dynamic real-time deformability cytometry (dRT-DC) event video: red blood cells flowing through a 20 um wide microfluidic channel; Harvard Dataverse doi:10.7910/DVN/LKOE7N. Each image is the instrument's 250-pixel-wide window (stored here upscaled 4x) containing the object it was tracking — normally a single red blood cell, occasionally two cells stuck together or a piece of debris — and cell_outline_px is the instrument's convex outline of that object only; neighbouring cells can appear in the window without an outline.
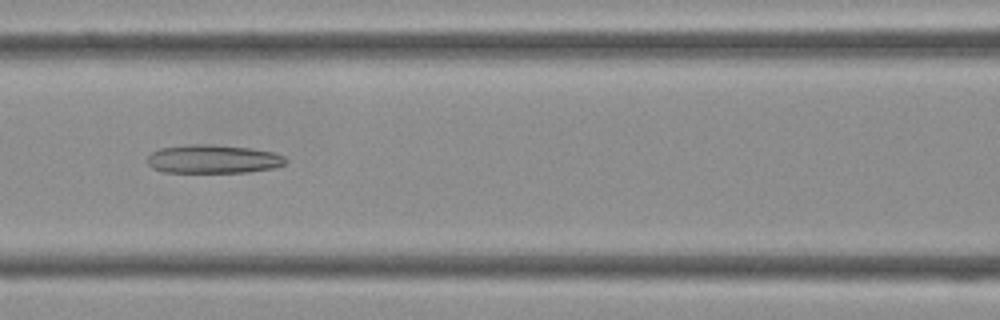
{"species": "Egyptian fruit bat (a non-hibernating species)", "species_latin": "Rousettus aegyptiacus", "temperature_condition": "cold", "stored_images_in_passage": 42, "camera_frame_rate_fps": 3000, "um_per_image_px": 0.085, "frame": {"image": 1, "passage_image": 17, "time_ms": 5.333, "image_size_px": [1000, 320], "cell_outline_px": [[288, 160], [284, 164], [272, 168], [248, 172], [160, 172], [152, 168], [148, 164], [148, 156], [152, 152], [160, 148], [192, 144], [212, 144], [252, 148], [272, 152], [284, 156]], "centroid_in_image_um": [18.1, 13.52], "position_along_channel_um": 148.5, "area_um2": 23.06}}
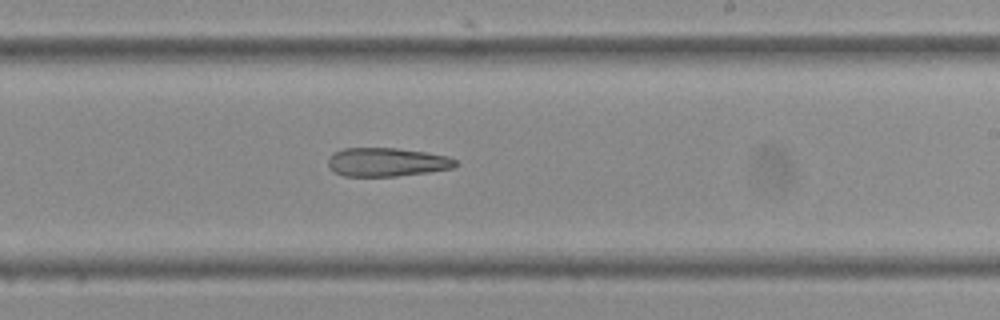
{"frame": {"image": 2, "passage_image": 24, "time_ms": 7.667, "image_size_px": [1000, 320], "cell_outline_px": [[460, 164], [456, 168], [428, 172], [396, 176], [344, 176], [328, 168], [328, 156], [332, 152], [344, 148], [396, 148], [428, 152], [448, 156], [456, 160]], "centroid_in_image_um": [32.9, 13.77], "position_along_channel_um": 256.1, "area_um2": 21.62}}
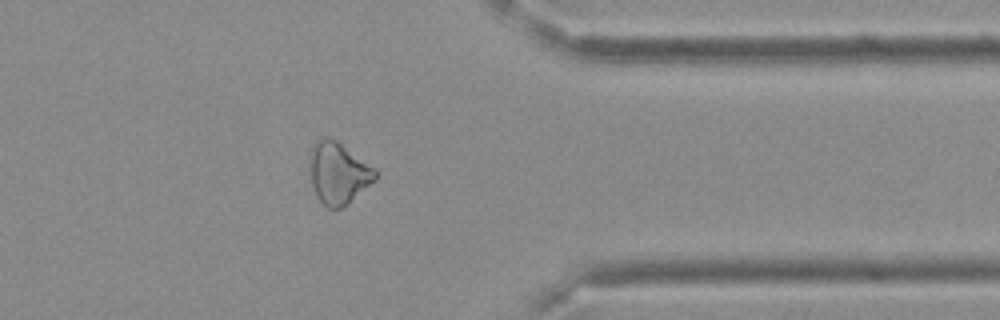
{"frame": {"image": 3, "passage_image": 33, "time_ms": 10.667, "image_size_px": [1000, 320], "cell_outline_px": [[376, 176], [344, 208], [324, 208], [312, 184], [312, 148], [316, 140], [324, 136], [328, 136], [336, 140], [376, 168]], "centroid_in_image_um": [28.76, 14.71], "position_along_channel_um": 382.6, "area_um2": 22.89}}